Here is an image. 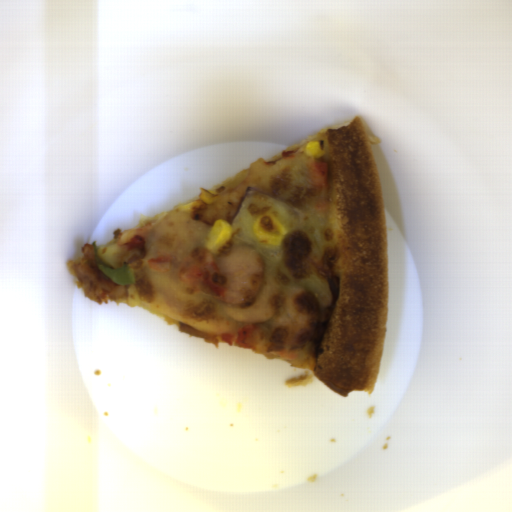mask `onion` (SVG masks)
Segmentation results:
<instances>
[{
    "label": "onion",
    "instance_id": "1",
    "mask_svg": "<svg viewBox=\"0 0 512 512\" xmlns=\"http://www.w3.org/2000/svg\"><path fill=\"white\" fill-rule=\"evenodd\" d=\"M264 214H272L287 230V236L305 228L308 220L304 212L292 205L254 188H247L245 196L232 220V237L239 245L252 246L262 259L273 261L283 257L281 245L261 241L255 234V222Z\"/></svg>",
    "mask_w": 512,
    "mask_h": 512
}]
</instances>
